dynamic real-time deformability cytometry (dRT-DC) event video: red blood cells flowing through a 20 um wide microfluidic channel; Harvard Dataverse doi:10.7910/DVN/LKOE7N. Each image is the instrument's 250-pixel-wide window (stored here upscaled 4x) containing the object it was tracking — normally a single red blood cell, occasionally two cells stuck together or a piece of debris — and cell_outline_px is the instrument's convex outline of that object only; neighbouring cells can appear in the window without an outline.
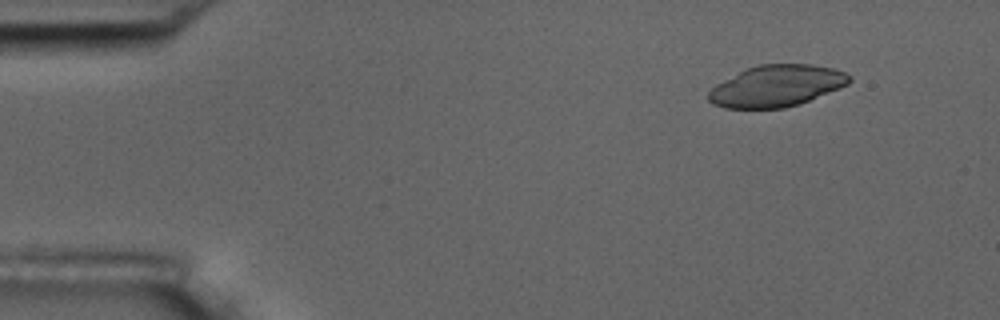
{"species": "common noctule bat (a hibernating species)", "species_latin": "Nyctalus noctula", "temperature_condition": "room temperature", "stored_images_in_passage": 4, "camera_frame_rate_fps": 3000, "um_per_image_px": 0.085, "animal": {"sex": "male", "body_mass_g": 17.5, "forearm_length_mm": 52.3}, "frame": {"image": 1, "passage_image": 1, "time_ms": 0.0, "image_size_px": [1000, 320], "cell_outline_px": [[852, 80], [848, 84], [840, 88], [800, 104], [784, 108], [724, 108], [712, 104], [708, 100], [708, 92], [716, 84], [748, 68], [760, 64], [812, 64], [832, 68], [844, 72], [852, 76]], "centroid_in_image_um": [66.03, 7.31], "position_along_channel_um": 19.0, "area_um2": 33.99}}